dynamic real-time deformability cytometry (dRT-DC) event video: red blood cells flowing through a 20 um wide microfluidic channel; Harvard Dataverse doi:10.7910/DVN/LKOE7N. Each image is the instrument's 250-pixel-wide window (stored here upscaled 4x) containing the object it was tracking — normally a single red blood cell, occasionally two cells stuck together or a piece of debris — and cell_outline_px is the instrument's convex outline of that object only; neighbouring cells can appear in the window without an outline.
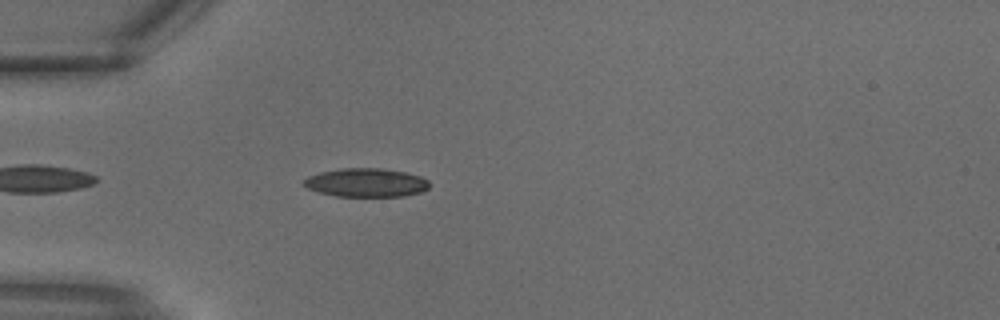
{"species": "common noctule bat (a hibernating species)", "species_latin": "Nyctalus noctula", "temperature_condition": "warm", "stored_images_in_passage": 9, "camera_frame_rate_fps": 3000, "um_per_image_px": 0.085, "animal": {"sex": "male", "body_mass_g": 18.8}, "frame": {"image": 1, "passage_image": 3, "time_ms": 0.667, "image_size_px": [1000, 320], "cell_outline_px": [[428, 188], [420, 192], [404, 196], [336, 196], [320, 192], [308, 188], [300, 184], [308, 176], [320, 172], [340, 168], [384, 168], [404, 172], [420, 176], [428, 180]], "centroid_in_image_um": [31.09, 15.51], "position_along_channel_um": 53.9, "area_um2": 20.92}}